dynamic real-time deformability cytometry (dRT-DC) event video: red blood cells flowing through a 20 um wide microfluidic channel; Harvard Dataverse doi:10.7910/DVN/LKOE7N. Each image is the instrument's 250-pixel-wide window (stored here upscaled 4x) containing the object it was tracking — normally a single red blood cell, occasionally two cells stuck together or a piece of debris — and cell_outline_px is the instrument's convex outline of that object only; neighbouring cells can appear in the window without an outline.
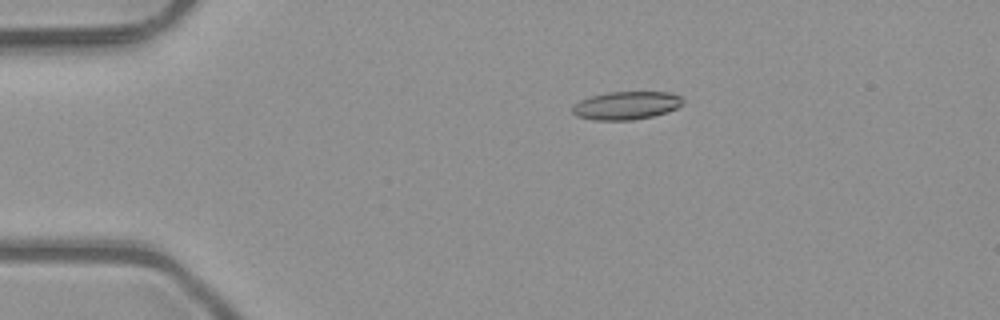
{"species": "common noctule bat (a hibernating species)", "species_latin": "Nyctalus noctula", "temperature_condition": "room temperature", "stored_images_in_passage": 5, "camera_frame_rate_fps": 3000, "um_per_image_px": 0.085, "animal": {"sex": "male", "body_mass_g": 23.1, "forearm_length_mm": 52.7}, "frame": {"image": 1, "passage_image": 2, "time_ms": 0.333, "image_size_px": [1000, 320], "cell_outline_px": [[684, 104], [668, 112], [652, 116], [632, 120], [596, 120], [576, 116], [572, 112], [572, 108], [580, 100], [592, 96], [608, 92], [668, 92], [680, 96], [684, 100]], "centroid_in_image_um": [53.26, 8.97], "position_along_channel_um": 31.7, "area_um2": 18.03}}
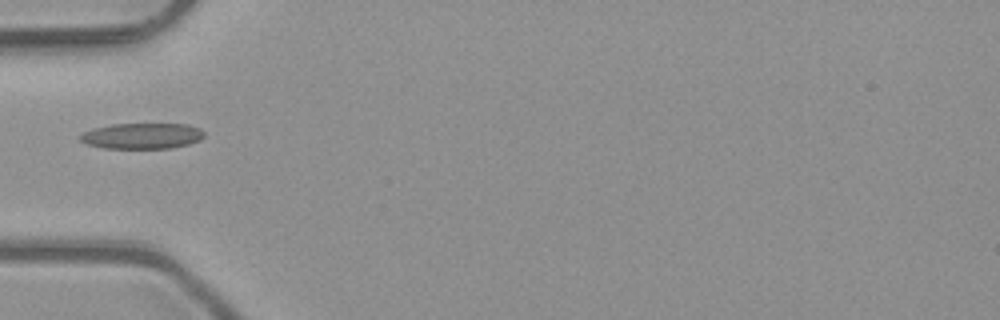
{"frame": {"image": 2, "passage_image": 4, "time_ms": 1.0, "image_size_px": [1000, 320], "cell_outline_px": [[204, 136], [200, 140], [188, 144], [172, 148], [104, 148], [88, 144], [80, 140], [80, 136], [84, 132], [92, 128], [112, 124], [188, 124], [200, 128], [204, 132]], "centroid_in_image_um": [12.1, 11.55], "position_along_channel_um": 72.9, "area_um2": 18.61}}
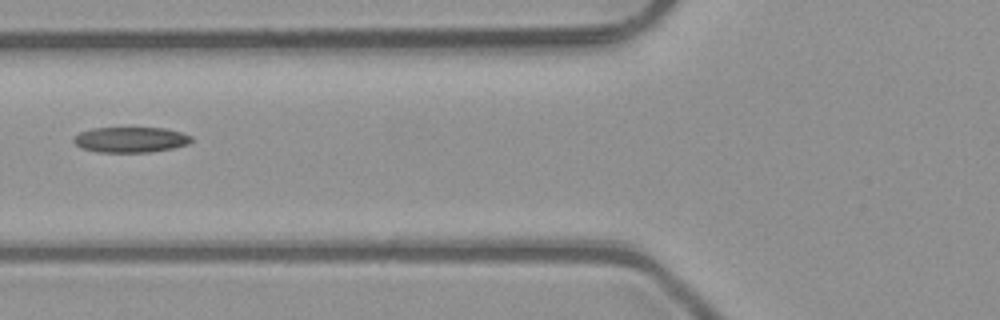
{"frame": {"image": 3, "passage_image": 5, "time_ms": 1.333, "image_size_px": [1000, 320], "cell_outline_px": [[192, 140], [188, 144], [172, 148], [152, 152], [96, 152], [80, 148], [72, 140], [80, 132], [92, 128], [164, 128], [180, 132], [192, 136]], "centroid_in_image_um": [11.09, 11.88], "position_along_channel_um": 114.7, "area_um2": 17.46}}